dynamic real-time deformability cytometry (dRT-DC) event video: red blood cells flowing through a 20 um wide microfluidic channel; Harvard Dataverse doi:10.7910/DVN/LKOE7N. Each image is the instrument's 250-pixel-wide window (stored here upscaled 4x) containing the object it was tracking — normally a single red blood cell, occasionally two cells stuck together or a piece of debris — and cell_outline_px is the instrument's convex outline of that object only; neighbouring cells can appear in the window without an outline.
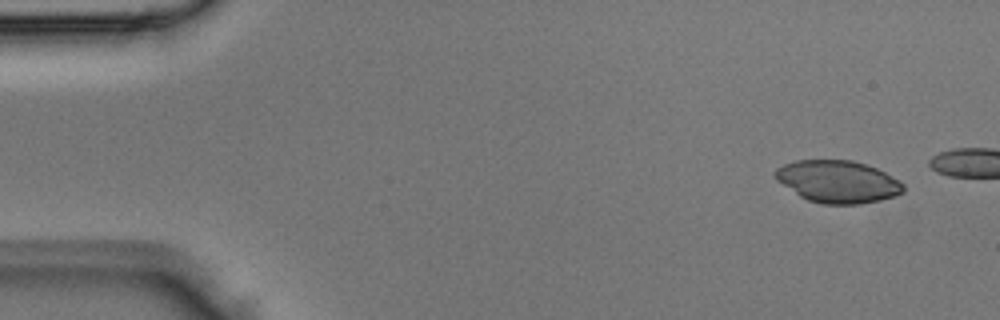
{"species": "Egyptian fruit bat (a non-hibernating species)", "species_latin": "Rousettus aegyptiacus", "temperature_condition": "room temperature", "stored_images_in_passage": 3, "camera_frame_rate_fps": 3000, "um_per_image_px": 0.085, "animal": {"sex": "male"}, "frame": {"image": 1, "passage_image": 1, "time_ms": 0.0, "image_size_px": [1000, 320], "cell_outline_px": [[904, 192], [880, 200], [860, 204], [824, 204], [808, 200], [800, 196], [776, 180], [772, 172], [776, 168], [784, 164], [796, 160], [852, 160], [876, 168], [900, 180], [904, 184]], "centroid_in_image_um": [71.19, 15.43], "position_along_channel_um": 13.8, "area_um2": 31.56}}